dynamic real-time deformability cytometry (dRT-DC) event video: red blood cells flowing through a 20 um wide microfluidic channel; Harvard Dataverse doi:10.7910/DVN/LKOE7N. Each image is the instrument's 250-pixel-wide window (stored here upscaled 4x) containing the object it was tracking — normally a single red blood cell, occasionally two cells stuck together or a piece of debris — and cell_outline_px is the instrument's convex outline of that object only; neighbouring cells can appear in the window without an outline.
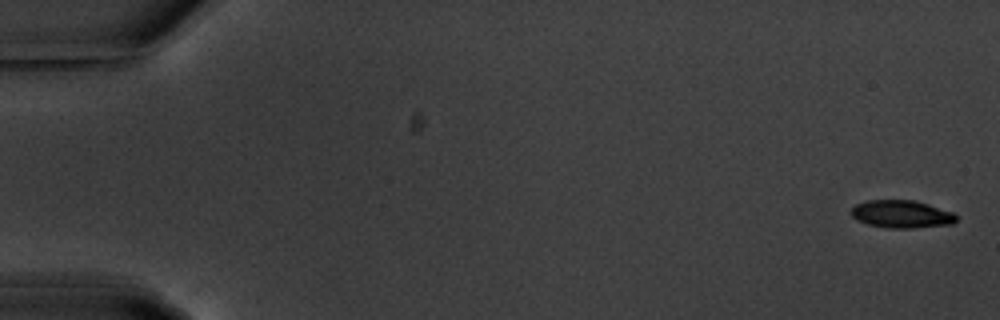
{"species": "common noctule bat (a hibernating species)", "species_latin": "Nyctalus noctula", "temperature_condition": "warm", "stored_images_in_passage": 5, "camera_frame_rate_fps": 3000, "um_per_image_px": 0.085, "animal": {"sex": "male", "body_mass_g": 20.1, "forearm_length_mm": 53.5}, "frame": {"image": 1, "passage_image": 1, "time_ms": 0.0, "image_size_px": [1000, 320], "cell_outline_px": [[956, 220], [952, 224], [912, 228], [888, 228], [868, 224], [856, 220], [848, 212], [856, 204], [868, 200], [912, 200], [928, 204], [952, 212], [956, 216]], "centroid_in_image_um": [76.59, 18.2], "position_along_channel_um": 8.4, "area_um2": 16.94}}